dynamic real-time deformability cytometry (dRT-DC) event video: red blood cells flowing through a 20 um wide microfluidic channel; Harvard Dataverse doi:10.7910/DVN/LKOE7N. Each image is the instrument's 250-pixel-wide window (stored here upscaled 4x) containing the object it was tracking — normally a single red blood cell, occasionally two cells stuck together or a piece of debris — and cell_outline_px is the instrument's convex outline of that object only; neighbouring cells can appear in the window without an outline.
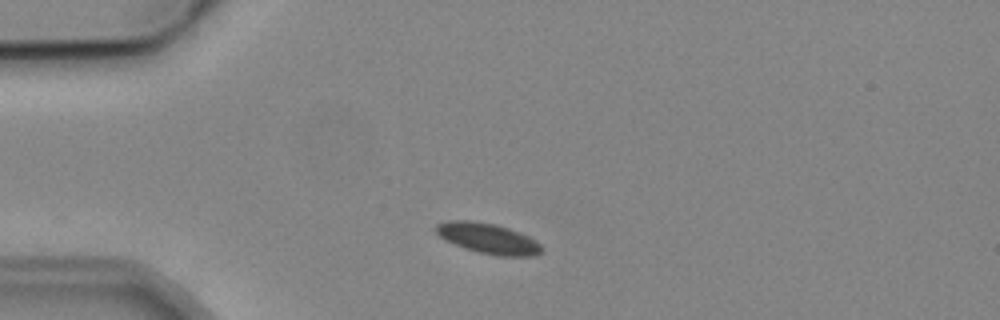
{"species": "common noctule bat (a hibernating species)", "species_latin": "Nyctalus noctula", "temperature_condition": "cold", "stored_images_in_passage": 3, "camera_frame_rate_fps": 3000, "um_per_image_px": 0.085, "animal": {"sex": "male", "body_mass_g": 19.2, "forearm_length_mm": 51.8}, "frame": {"image": 1, "passage_image": 3, "time_ms": 3.0, "image_size_px": [1000, 320], "cell_outline_px": [[544, 252], [536, 256], [496, 256], [464, 248], [444, 240], [436, 232], [436, 224], [448, 220], [472, 220], [496, 224], [508, 228], [528, 236], [536, 240], [544, 248]], "centroid_in_image_um": [41.51, 20.27], "position_along_channel_um": 43.5, "area_um2": 18.96}}